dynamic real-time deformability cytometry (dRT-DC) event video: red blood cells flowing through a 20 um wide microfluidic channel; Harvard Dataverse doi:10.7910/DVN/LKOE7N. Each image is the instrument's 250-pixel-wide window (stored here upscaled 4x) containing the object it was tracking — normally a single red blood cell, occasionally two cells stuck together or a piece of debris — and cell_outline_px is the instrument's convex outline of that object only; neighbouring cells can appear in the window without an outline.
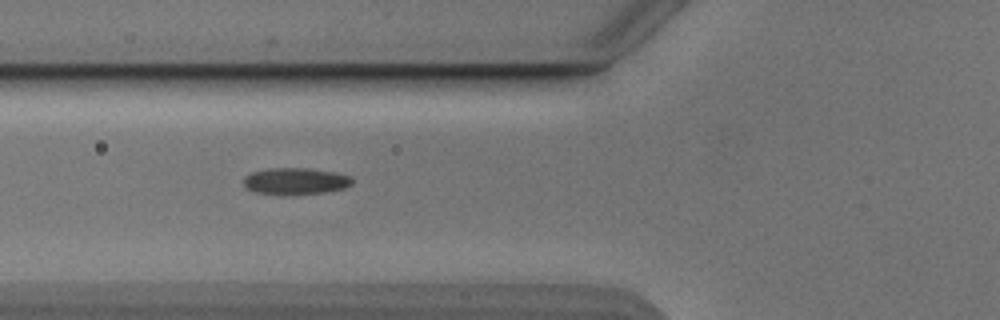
{"species": "Egyptian fruit bat (a non-hibernating species)", "species_latin": "Rousettus aegyptiacus", "temperature_condition": "cold", "stored_images_in_passage": 38, "camera_frame_rate_fps": 3000, "um_per_image_px": 0.085, "animal": {"sex": "male"}, "frame": {"image": 1, "passage_image": 5, "time_ms": 1.333, "image_size_px": [1000, 320], "cell_outline_px": [[352, 184], [344, 188], [324, 192], [256, 192], [244, 188], [244, 176], [252, 172], [268, 168], [308, 168], [332, 172], [348, 176], [352, 180]], "centroid_in_image_um": [25.08, 15.35], "position_along_channel_um": 100.7, "area_um2": 16.01}}
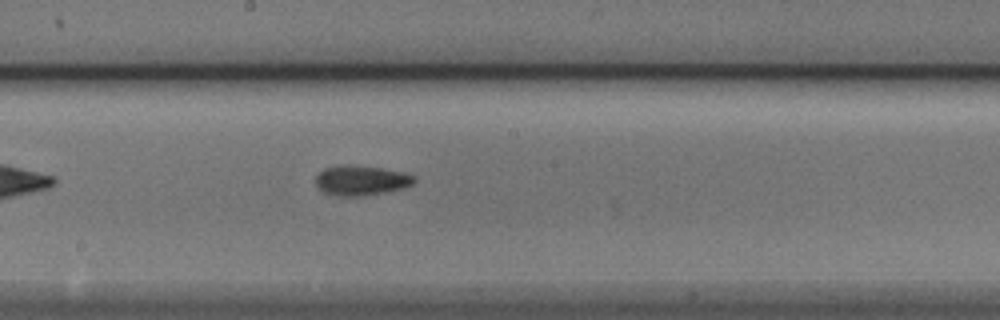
{"frame": {"image": 2, "passage_image": 14, "time_ms": 4.333, "image_size_px": [1000, 320], "cell_outline_px": [[416, 180], [412, 184], [400, 188], [384, 192], [364, 196], [332, 196], [324, 192], [316, 184], [316, 176], [324, 168], [340, 164], [348, 164], [380, 168], [400, 172], [412, 176]], "centroid_in_image_um": [30.62, 15.33], "position_along_channel_um": 217.6, "area_um2": 16.99}}
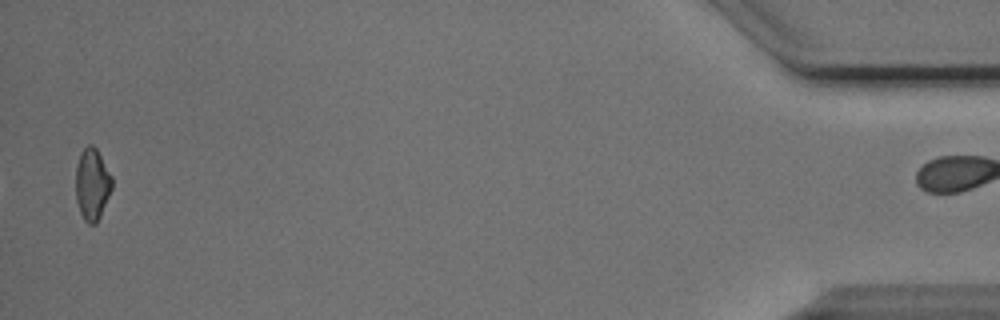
{"frame": {"image": 3, "passage_image": 37, "time_ms": 12.0, "image_size_px": [1000, 320], "cell_outline_px": [[112, 188], [100, 216], [96, 224], [88, 224], [84, 220], [80, 212], [76, 200], [76, 164], [80, 152], [88, 144], [92, 144], [96, 148], [112, 176]], "centroid_in_image_um": [7.82, 15.65], "position_along_channel_um": 427.4, "area_um2": 15.2}}